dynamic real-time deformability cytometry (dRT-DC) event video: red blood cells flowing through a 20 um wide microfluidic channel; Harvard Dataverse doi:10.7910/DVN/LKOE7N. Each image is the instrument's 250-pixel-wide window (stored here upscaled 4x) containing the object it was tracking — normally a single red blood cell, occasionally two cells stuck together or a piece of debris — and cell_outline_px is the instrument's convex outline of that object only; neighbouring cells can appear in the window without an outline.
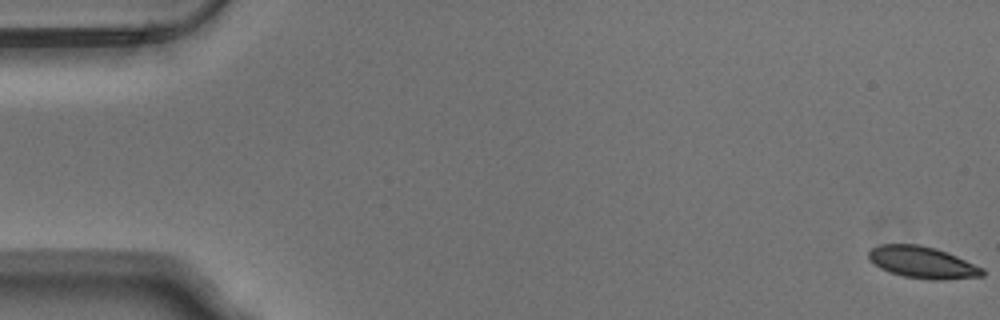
{"species": "Egyptian fruit bat (a non-hibernating species)", "species_latin": "Rousettus aegyptiacus", "temperature_condition": "warm", "stored_images_in_passage": 54, "camera_frame_rate_fps": 3000, "um_per_image_px": 0.085, "animal": {"sex": "male"}, "frame": {"image": 1, "passage_image": 1, "time_ms": 0.0, "image_size_px": [1000, 320], "cell_outline_px": [[984, 276], [940, 280], [932, 280], [904, 276], [888, 272], [880, 268], [868, 256], [868, 252], [872, 248], [880, 244], [920, 244], [936, 248], [948, 252], [984, 268]], "centroid_in_image_um": [78.44, 22.3], "position_along_channel_um": 6.6, "area_um2": 21.1}}
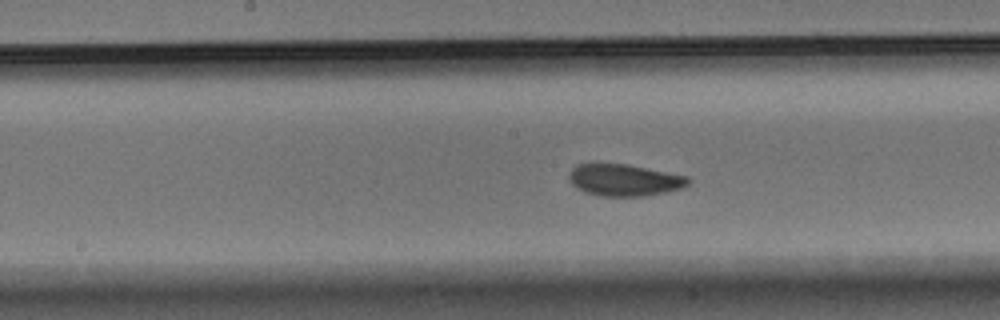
{"frame": {"image": 2, "passage_image": 28, "time_ms": 9.0, "image_size_px": [1000, 320], "cell_outline_px": [[692, 180], [688, 184], [680, 188], [664, 192], [644, 196], [600, 196], [584, 192], [576, 188], [572, 184], [568, 176], [572, 168], [580, 164], [628, 164], [688, 176]], "centroid_in_image_um": [53.07, 15.31], "position_along_channel_um": 195.1, "area_um2": 22.02}}
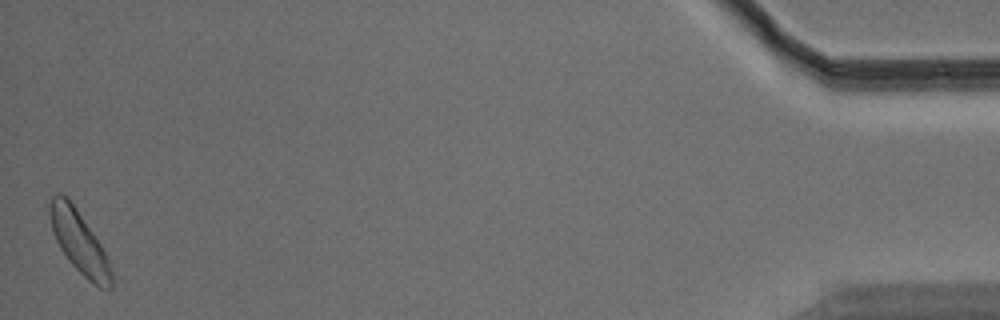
{"frame": {"image": 3, "passage_image": 54, "time_ms": 17.667, "image_size_px": [1000, 320], "cell_outline_px": [[112, 288], [100, 288], [92, 284], [68, 260], [60, 248], [52, 232], [48, 212], [48, 208], [52, 196], [56, 192], [60, 192], [68, 196], [100, 244], [108, 260], [112, 272]], "centroid_in_image_um": [6.69, 20.54], "position_along_channel_um": 428.5, "area_um2": 22.31}, "authors_computed_cell_mechanics": {"area_um2": 21.675, "velocity_mm_per_s": 3.7607, "shape_relaxation_time_tau1_ms": 2.1613, "shape_relaxation_time_tau2_ms": null, "deformation_change_tau1": 0.0848, "deformation_change_tau2": null}}